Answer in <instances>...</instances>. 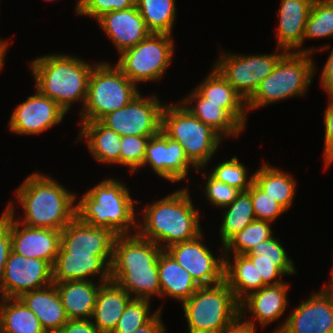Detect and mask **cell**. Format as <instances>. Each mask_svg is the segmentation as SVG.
Segmentation results:
<instances>
[{
  "mask_svg": "<svg viewBox=\"0 0 333 333\" xmlns=\"http://www.w3.org/2000/svg\"><path fill=\"white\" fill-rule=\"evenodd\" d=\"M288 289L289 283L283 282L266 285L260 290L252 292L240 302V316L244 318L246 313L251 314L252 319H245V321L254 328L256 320L263 328L279 320L287 309Z\"/></svg>",
  "mask_w": 333,
  "mask_h": 333,
  "instance_id": "21",
  "label": "cell"
},
{
  "mask_svg": "<svg viewBox=\"0 0 333 333\" xmlns=\"http://www.w3.org/2000/svg\"><path fill=\"white\" fill-rule=\"evenodd\" d=\"M197 119L214 129L222 138L238 137L245 130L221 104L206 103L195 89L180 101ZM192 103L194 105H192Z\"/></svg>",
  "mask_w": 333,
  "mask_h": 333,
  "instance_id": "29",
  "label": "cell"
},
{
  "mask_svg": "<svg viewBox=\"0 0 333 333\" xmlns=\"http://www.w3.org/2000/svg\"><path fill=\"white\" fill-rule=\"evenodd\" d=\"M0 333H46L37 316L19 298L0 301Z\"/></svg>",
  "mask_w": 333,
  "mask_h": 333,
  "instance_id": "33",
  "label": "cell"
},
{
  "mask_svg": "<svg viewBox=\"0 0 333 333\" xmlns=\"http://www.w3.org/2000/svg\"><path fill=\"white\" fill-rule=\"evenodd\" d=\"M152 136H121L120 165L129 167L131 174L141 168L145 147Z\"/></svg>",
  "mask_w": 333,
  "mask_h": 333,
  "instance_id": "41",
  "label": "cell"
},
{
  "mask_svg": "<svg viewBox=\"0 0 333 333\" xmlns=\"http://www.w3.org/2000/svg\"><path fill=\"white\" fill-rule=\"evenodd\" d=\"M312 293L271 333H333V299Z\"/></svg>",
  "mask_w": 333,
  "mask_h": 333,
  "instance_id": "19",
  "label": "cell"
},
{
  "mask_svg": "<svg viewBox=\"0 0 333 333\" xmlns=\"http://www.w3.org/2000/svg\"><path fill=\"white\" fill-rule=\"evenodd\" d=\"M333 36V4L313 2L303 37L325 39Z\"/></svg>",
  "mask_w": 333,
  "mask_h": 333,
  "instance_id": "38",
  "label": "cell"
},
{
  "mask_svg": "<svg viewBox=\"0 0 333 333\" xmlns=\"http://www.w3.org/2000/svg\"><path fill=\"white\" fill-rule=\"evenodd\" d=\"M175 0H136V7L151 33L173 34Z\"/></svg>",
  "mask_w": 333,
  "mask_h": 333,
  "instance_id": "35",
  "label": "cell"
},
{
  "mask_svg": "<svg viewBox=\"0 0 333 333\" xmlns=\"http://www.w3.org/2000/svg\"><path fill=\"white\" fill-rule=\"evenodd\" d=\"M324 67L321 70L320 84L327 95L333 94V49L331 48L330 54L327 58Z\"/></svg>",
  "mask_w": 333,
  "mask_h": 333,
  "instance_id": "49",
  "label": "cell"
},
{
  "mask_svg": "<svg viewBox=\"0 0 333 333\" xmlns=\"http://www.w3.org/2000/svg\"><path fill=\"white\" fill-rule=\"evenodd\" d=\"M78 139H84L89 153L103 164L120 165L121 136L100 121H80Z\"/></svg>",
  "mask_w": 333,
  "mask_h": 333,
  "instance_id": "28",
  "label": "cell"
},
{
  "mask_svg": "<svg viewBox=\"0 0 333 333\" xmlns=\"http://www.w3.org/2000/svg\"><path fill=\"white\" fill-rule=\"evenodd\" d=\"M164 105L156 94L145 98L140 92L129 104L106 114L99 121L120 136H155L161 131Z\"/></svg>",
  "mask_w": 333,
  "mask_h": 333,
  "instance_id": "12",
  "label": "cell"
},
{
  "mask_svg": "<svg viewBox=\"0 0 333 333\" xmlns=\"http://www.w3.org/2000/svg\"><path fill=\"white\" fill-rule=\"evenodd\" d=\"M96 63L67 54L43 55L30 62L35 89L67 113L74 102L84 106L91 71Z\"/></svg>",
  "mask_w": 333,
  "mask_h": 333,
  "instance_id": "4",
  "label": "cell"
},
{
  "mask_svg": "<svg viewBox=\"0 0 333 333\" xmlns=\"http://www.w3.org/2000/svg\"><path fill=\"white\" fill-rule=\"evenodd\" d=\"M331 279L330 280L331 282L330 283H327L325 286H323V288L321 290H319L320 292H322L324 295L330 297L331 299H333V266H332V269H331Z\"/></svg>",
  "mask_w": 333,
  "mask_h": 333,
  "instance_id": "52",
  "label": "cell"
},
{
  "mask_svg": "<svg viewBox=\"0 0 333 333\" xmlns=\"http://www.w3.org/2000/svg\"><path fill=\"white\" fill-rule=\"evenodd\" d=\"M76 203V217L91 226L110 227L118 235L137 232L135 203L118 179L105 178L84 193Z\"/></svg>",
  "mask_w": 333,
  "mask_h": 333,
  "instance_id": "5",
  "label": "cell"
},
{
  "mask_svg": "<svg viewBox=\"0 0 333 333\" xmlns=\"http://www.w3.org/2000/svg\"><path fill=\"white\" fill-rule=\"evenodd\" d=\"M312 58L307 52H286L246 102L247 111L307 93L317 72Z\"/></svg>",
  "mask_w": 333,
  "mask_h": 333,
  "instance_id": "6",
  "label": "cell"
},
{
  "mask_svg": "<svg viewBox=\"0 0 333 333\" xmlns=\"http://www.w3.org/2000/svg\"><path fill=\"white\" fill-rule=\"evenodd\" d=\"M280 241L273 235L255 245L246 256H259V258L268 259H290Z\"/></svg>",
  "mask_w": 333,
  "mask_h": 333,
  "instance_id": "45",
  "label": "cell"
},
{
  "mask_svg": "<svg viewBox=\"0 0 333 333\" xmlns=\"http://www.w3.org/2000/svg\"><path fill=\"white\" fill-rule=\"evenodd\" d=\"M158 271L161 297L177 299L182 304L200 287L166 250L158 257Z\"/></svg>",
  "mask_w": 333,
  "mask_h": 333,
  "instance_id": "30",
  "label": "cell"
},
{
  "mask_svg": "<svg viewBox=\"0 0 333 333\" xmlns=\"http://www.w3.org/2000/svg\"><path fill=\"white\" fill-rule=\"evenodd\" d=\"M172 35L150 33L136 46L122 51L115 64L137 86L157 81L166 73L174 54Z\"/></svg>",
  "mask_w": 333,
  "mask_h": 333,
  "instance_id": "10",
  "label": "cell"
},
{
  "mask_svg": "<svg viewBox=\"0 0 333 333\" xmlns=\"http://www.w3.org/2000/svg\"><path fill=\"white\" fill-rule=\"evenodd\" d=\"M181 306L188 333H220L240 316V302L224 280L200 286Z\"/></svg>",
  "mask_w": 333,
  "mask_h": 333,
  "instance_id": "8",
  "label": "cell"
},
{
  "mask_svg": "<svg viewBox=\"0 0 333 333\" xmlns=\"http://www.w3.org/2000/svg\"><path fill=\"white\" fill-rule=\"evenodd\" d=\"M197 87V88H196ZM195 90L206 99V103L221 104L244 129L246 128L247 106L243 98L213 67Z\"/></svg>",
  "mask_w": 333,
  "mask_h": 333,
  "instance_id": "25",
  "label": "cell"
},
{
  "mask_svg": "<svg viewBox=\"0 0 333 333\" xmlns=\"http://www.w3.org/2000/svg\"><path fill=\"white\" fill-rule=\"evenodd\" d=\"M161 314L162 310L160 309L149 322L136 329L133 333H165L166 329L161 319Z\"/></svg>",
  "mask_w": 333,
  "mask_h": 333,
  "instance_id": "50",
  "label": "cell"
},
{
  "mask_svg": "<svg viewBox=\"0 0 333 333\" xmlns=\"http://www.w3.org/2000/svg\"><path fill=\"white\" fill-rule=\"evenodd\" d=\"M19 299L37 316L46 333H57L69 320L54 284L26 292Z\"/></svg>",
  "mask_w": 333,
  "mask_h": 333,
  "instance_id": "24",
  "label": "cell"
},
{
  "mask_svg": "<svg viewBox=\"0 0 333 333\" xmlns=\"http://www.w3.org/2000/svg\"><path fill=\"white\" fill-rule=\"evenodd\" d=\"M111 260L112 256L57 254L52 266V280L91 281V276L93 278L98 275L100 282L110 281Z\"/></svg>",
  "mask_w": 333,
  "mask_h": 333,
  "instance_id": "23",
  "label": "cell"
},
{
  "mask_svg": "<svg viewBox=\"0 0 333 333\" xmlns=\"http://www.w3.org/2000/svg\"><path fill=\"white\" fill-rule=\"evenodd\" d=\"M51 284L52 266L47 261L27 258L11 250L0 280V297L19 298Z\"/></svg>",
  "mask_w": 333,
  "mask_h": 333,
  "instance_id": "13",
  "label": "cell"
},
{
  "mask_svg": "<svg viewBox=\"0 0 333 333\" xmlns=\"http://www.w3.org/2000/svg\"><path fill=\"white\" fill-rule=\"evenodd\" d=\"M103 283L99 281L95 284L93 280L53 282L68 319H91L97 293Z\"/></svg>",
  "mask_w": 333,
  "mask_h": 333,
  "instance_id": "27",
  "label": "cell"
},
{
  "mask_svg": "<svg viewBox=\"0 0 333 333\" xmlns=\"http://www.w3.org/2000/svg\"><path fill=\"white\" fill-rule=\"evenodd\" d=\"M97 23L115 45L119 54L136 46L151 33L136 5L126 10L107 13L101 16Z\"/></svg>",
  "mask_w": 333,
  "mask_h": 333,
  "instance_id": "22",
  "label": "cell"
},
{
  "mask_svg": "<svg viewBox=\"0 0 333 333\" xmlns=\"http://www.w3.org/2000/svg\"><path fill=\"white\" fill-rule=\"evenodd\" d=\"M285 53L235 55L225 51L220 53L213 67L247 102Z\"/></svg>",
  "mask_w": 333,
  "mask_h": 333,
  "instance_id": "11",
  "label": "cell"
},
{
  "mask_svg": "<svg viewBox=\"0 0 333 333\" xmlns=\"http://www.w3.org/2000/svg\"><path fill=\"white\" fill-rule=\"evenodd\" d=\"M258 271V280L266 285H276L284 281L279 277L297 273L292 259H268L259 256H247Z\"/></svg>",
  "mask_w": 333,
  "mask_h": 333,
  "instance_id": "40",
  "label": "cell"
},
{
  "mask_svg": "<svg viewBox=\"0 0 333 333\" xmlns=\"http://www.w3.org/2000/svg\"><path fill=\"white\" fill-rule=\"evenodd\" d=\"M188 188L147 203L137 233L163 250L171 245L190 241L202 234L199 210L194 207ZM164 244V245H163Z\"/></svg>",
  "mask_w": 333,
  "mask_h": 333,
  "instance_id": "2",
  "label": "cell"
},
{
  "mask_svg": "<svg viewBox=\"0 0 333 333\" xmlns=\"http://www.w3.org/2000/svg\"><path fill=\"white\" fill-rule=\"evenodd\" d=\"M313 5V0H281L277 13V49L286 52L315 53L316 48H302L305 26ZM301 50H300V49Z\"/></svg>",
  "mask_w": 333,
  "mask_h": 333,
  "instance_id": "20",
  "label": "cell"
},
{
  "mask_svg": "<svg viewBox=\"0 0 333 333\" xmlns=\"http://www.w3.org/2000/svg\"><path fill=\"white\" fill-rule=\"evenodd\" d=\"M148 165L156 175L170 182H179L189 175V169H197L186 157L184 148L162 131L149 138L144 154L143 166ZM191 166V167H190Z\"/></svg>",
  "mask_w": 333,
  "mask_h": 333,
  "instance_id": "17",
  "label": "cell"
},
{
  "mask_svg": "<svg viewBox=\"0 0 333 333\" xmlns=\"http://www.w3.org/2000/svg\"><path fill=\"white\" fill-rule=\"evenodd\" d=\"M117 237L110 227L91 226L75 217L61 230L58 254L112 256Z\"/></svg>",
  "mask_w": 333,
  "mask_h": 333,
  "instance_id": "18",
  "label": "cell"
},
{
  "mask_svg": "<svg viewBox=\"0 0 333 333\" xmlns=\"http://www.w3.org/2000/svg\"><path fill=\"white\" fill-rule=\"evenodd\" d=\"M248 169L237 156L219 163L209 174L219 182L235 187L239 191H247L253 182V174L248 176ZM249 178V179H248Z\"/></svg>",
  "mask_w": 333,
  "mask_h": 333,
  "instance_id": "39",
  "label": "cell"
},
{
  "mask_svg": "<svg viewBox=\"0 0 333 333\" xmlns=\"http://www.w3.org/2000/svg\"><path fill=\"white\" fill-rule=\"evenodd\" d=\"M224 281L239 302L252 292L266 286L263 280H258L255 265L242 254H233L232 258L225 255Z\"/></svg>",
  "mask_w": 333,
  "mask_h": 333,
  "instance_id": "31",
  "label": "cell"
},
{
  "mask_svg": "<svg viewBox=\"0 0 333 333\" xmlns=\"http://www.w3.org/2000/svg\"><path fill=\"white\" fill-rule=\"evenodd\" d=\"M132 297L112 280L97 293L91 320L101 333H112Z\"/></svg>",
  "mask_w": 333,
  "mask_h": 333,
  "instance_id": "26",
  "label": "cell"
},
{
  "mask_svg": "<svg viewBox=\"0 0 333 333\" xmlns=\"http://www.w3.org/2000/svg\"><path fill=\"white\" fill-rule=\"evenodd\" d=\"M162 248L134 234L118 235L110 264V278L132 298L161 297L158 257Z\"/></svg>",
  "mask_w": 333,
  "mask_h": 333,
  "instance_id": "1",
  "label": "cell"
},
{
  "mask_svg": "<svg viewBox=\"0 0 333 333\" xmlns=\"http://www.w3.org/2000/svg\"><path fill=\"white\" fill-rule=\"evenodd\" d=\"M205 182V196L212 206L222 208L231 204L240 191L235 187L229 186L223 182L217 181L210 174L203 171Z\"/></svg>",
  "mask_w": 333,
  "mask_h": 333,
  "instance_id": "44",
  "label": "cell"
},
{
  "mask_svg": "<svg viewBox=\"0 0 333 333\" xmlns=\"http://www.w3.org/2000/svg\"><path fill=\"white\" fill-rule=\"evenodd\" d=\"M6 54L0 49V70L4 66V59H5ZM1 72V71H0Z\"/></svg>",
  "mask_w": 333,
  "mask_h": 333,
  "instance_id": "54",
  "label": "cell"
},
{
  "mask_svg": "<svg viewBox=\"0 0 333 333\" xmlns=\"http://www.w3.org/2000/svg\"><path fill=\"white\" fill-rule=\"evenodd\" d=\"M254 208L255 220L269 221L273 223L287 210L277 201L262 191L254 182L247 190Z\"/></svg>",
  "mask_w": 333,
  "mask_h": 333,
  "instance_id": "42",
  "label": "cell"
},
{
  "mask_svg": "<svg viewBox=\"0 0 333 333\" xmlns=\"http://www.w3.org/2000/svg\"><path fill=\"white\" fill-rule=\"evenodd\" d=\"M14 206L9 201L4 209L10 214L12 251L27 258L45 260L53 266L61 245V231L23 225L15 220Z\"/></svg>",
  "mask_w": 333,
  "mask_h": 333,
  "instance_id": "16",
  "label": "cell"
},
{
  "mask_svg": "<svg viewBox=\"0 0 333 333\" xmlns=\"http://www.w3.org/2000/svg\"><path fill=\"white\" fill-rule=\"evenodd\" d=\"M135 5L136 0H79L74 11L78 15L98 20L107 13L126 10Z\"/></svg>",
  "mask_w": 333,
  "mask_h": 333,
  "instance_id": "43",
  "label": "cell"
},
{
  "mask_svg": "<svg viewBox=\"0 0 333 333\" xmlns=\"http://www.w3.org/2000/svg\"><path fill=\"white\" fill-rule=\"evenodd\" d=\"M296 180L290 173L267 163L253 173V182L286 210L293 204L296 192Z\"/></svg>",
  "mask_w": 333,
  "mask_h": 333,
  "instance_id": "32",
  "label": "cell"
},
{
  "mask_svg": "<svg viewBox=\"0 0 333 333\" xmlns=\"http://www.w3.org/2000/svg\"><path fill=\"white\" fill-rule=\"evenodd\" d=\"M14 109L9 130L17 135H38L60 124L67 112L37 89Z\"/></svg>",
  "mask_w": 333,
  "mask_h": 333,
  "instance_id": "15",
  "label": "cell"
},
{
  "mask_svg": "<svg viewBox=\"0 0 333 333\" xmlns=\"http://www.w3.org/2000/svg\"><path fill=\"white\" fill-rule=\"evenodd\" d=\"M139 93L137 85L116 65L96 62L89 77L85 104L79 110L81 121H99L129 104Z\"/></svg>",
  "mask_w": 333,
  "mask_h": 333,
  "instance_id": "9",
  "label": "cell"
},
{
  "mask_svg": "<svg viewBox=\"0 0 333 333\" xmlns=\"http://www.w3.org/2000/svg\"><path fill=\"white\" fill-rule=\"evenodd\" d=\"M9 42L3 39H0V49L6 54L7 48L9 47Z\"/></svg>",
  "mask_w": 333,
  "mask_h": 333,
  "instance_id": "53",
  "label": "cell"
},
{
  "mask_svg": "<svg viewBox=\"0 0 333 333\" xmlns=\"http://www.w3.org/2000/svg\"><path fill=\"white\" fill-rule=\"evenodd\" d=\"M271 224L269 221H252L222 246L224 255L248 254L255 245L273 236Z\"/></svg>",
  "mask_w": 333,
  "mask_h": 333,
  "instance_id": "36",
  "label": "cell"
},
{
  "mask_svg": "<svg viewBox=\"0 0 333 333\" xmlns=\"http://www.w3.org/2000/svg\"><path fill=\"white\" fill-rule=\"evenodd\" d=\"M242 320L243 318L239 316L234 322L222 329L220 333H256V328Z\"/></svg>",
  "mask_w": 333,
  "mask_h": 333,
  "instance_id": "51",
  "label": "cell"
},
{
  "mask_svg": "<svg viewBox=\"0 0 333 333\" xmlns=\"http://www.w3.org/2000/svg\"><path fill=\"white\" fill-rule=\"evenodd\" d=\"M329 102L324 113V162L325 169L333 163V94L327 95Z\"/></svg>",
  "mask_w": 333,
  "mask_h": 333,
  "instance_id": "46",
  "label": "cell"
},
{
  "mask_svg": "<svg viewBox=\"0 0 333 333\" xmlns=\"http://www.w3.org/2000/svg\"><path fill=\"white\" fill-rule=\"evenodd\" d=\"M223 208L225 211L222 214L223 219L219 231L222 246L255 220L254 208L248 191H240L236 199Z\"/></svg>",
  "mask_w": 333,
  "mask_h": 333,
  "instance_id": "34",
  "label": "cell"
},
{
  "mask_svg": "<svg viewBox=\"0 0 333 333\" xmlns=\"http://www.w3.org/2000/svg\"><path fill=\"white\" fill-rule=\"evenodd\" d=\"M57 333H101L91 319H69Z\"/></svg>",
  "mask_w": 333,
  "mask_h": 333,
  "instance_id": "48",
  "label": "cell"
},
{
  "mask_svg": "<svg viewBox=\"0 0 333 333\" xmlns=\"http://www.w3.org/2000/svg\"><path fill=\"white\" fill-rule=\"evenodd\" d=\"M204 234L190 241L177 243L165 249L199 286H211L224 280L225 255L214 256L201 241Z\"/></svg>",
  "mask_w": 333,
  "mask_h": 333,
  "instance_id": "14",
  "label": "cell"
},
{
  "mask_svg": "<svg viewBox=\"0 0 333 333\" xmlns=\"http://www.w3.org/2000/svg\"><path fill=\"white\" fill-rule=\"evenodd\" d=\"M161 131L177 141L188 160L204 169L218 151L223 138L210 126L197 119L180 101L166 104L161 114Z\"/></svg>",
  "mask_w": 333,
  "mask_h": 333,
  "instance_id": "7",
  "label": "cell"
},
{
  "mask_svg": "<svg viewBox=\"0 0 333 333\" xmlns=\"http://www.w3.org/2000/svg\"><path fill=\"white\" fill-rule=\"evenodd\" d=\"M150 303L148 299L132 298L112 333H133L136 329L149 322L163 307L161 306L151 315Z\"/></svg>",
  "mask_w": 333,
  "mask_h": 333,
  "instance_id": "37",
  "label": "cell"
},
{
  "mask_svg": "<svg viewBox=\"0 0 333 333\" xmlns=\"http://www.w3.org/2000/svg\"><path fill=\"white\" fill-rule=\"evenodd\" d=\"M313 2L333 4V0H313Z\"/></svg>",
  "mask_w": 333,
  "mask_h": 333,
  "instance_id": "55",
  "label": "cell"
},
{
  "mask_svg": "<svg viewBox=\"0 0 333 333\" xmlns=\"http://www.w3.org/2000/svg\"><path fill=\"white\" fill-rule=\"evenodd\" d=\"M11 250L10 214L5 210L0 217V280Z\"/></svg>",
  "mask_w": 333,
  "mask_h": 333,
  "instance_id": "47",
  "label": "cell"
},
{
  "mask_svg": "<svg viewBox=\"0 0 333 333\" xmlns=\"http://www.w3.org/2000/svg\"><path fill=\"white\" fill-rule=\"evenodd\" d=\"M25 216L16 221L28 227L61 231L76 217V193L51 176L34 172L15 190Z\"/></svg>",
  "mask_w": 333,
  "mask_h": 333,
  "instance_id": "3",
  "label": "cell"
}]
</instances>
